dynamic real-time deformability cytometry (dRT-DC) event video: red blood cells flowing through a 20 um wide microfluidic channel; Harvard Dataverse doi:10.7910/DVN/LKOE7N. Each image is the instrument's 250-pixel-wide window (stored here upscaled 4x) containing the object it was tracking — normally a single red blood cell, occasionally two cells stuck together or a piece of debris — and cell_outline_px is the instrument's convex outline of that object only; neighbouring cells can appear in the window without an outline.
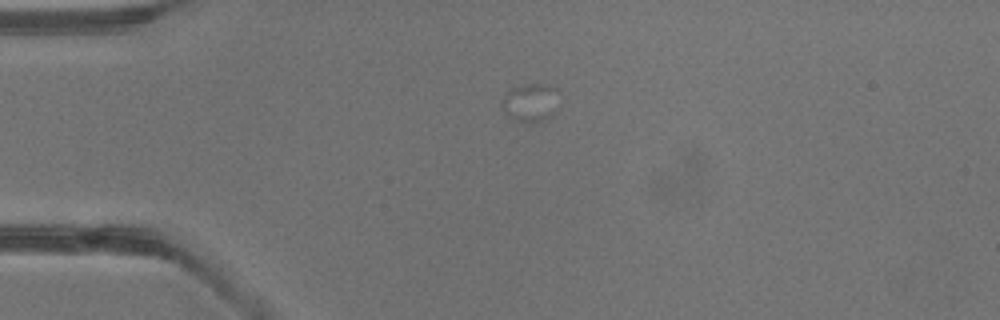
{"species": "common noctule bat (a hibernating species)", "species_latin": "Nyctalus noctula", "temperature_condition": "warm", "stored_images_in_passage": 1, "camera_frame_rate_fps": 3000, "um_per_image_px": 0.085, "animal": {"sex": "male", "body_mass_g": 13.3}, "frame": {"image": 1, "passage_image": 1, "time_ms": 0.0, "image_size_px": [1000, 320], "cell_outline_px": [[556, 88], [552, 116], [536, 124], [524, 124], [508, 116], [504, 112], [504, 96], [512, 88], [524, 84], [548, 84]], "centroid_in_image_um": [45.06, 8.75], "position_along_channel_um": 39.9, "area_um2": 12.43}}